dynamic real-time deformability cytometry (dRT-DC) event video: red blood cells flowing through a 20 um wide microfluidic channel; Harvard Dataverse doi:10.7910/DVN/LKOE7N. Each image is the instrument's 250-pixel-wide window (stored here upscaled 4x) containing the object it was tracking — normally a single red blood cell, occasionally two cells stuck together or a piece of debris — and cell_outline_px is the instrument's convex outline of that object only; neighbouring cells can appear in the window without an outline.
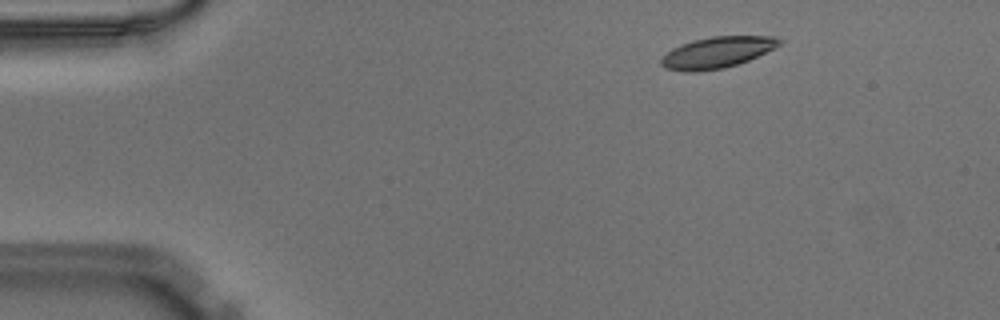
{"species": "Egyptian fruit bat (a non-hibernating species)", "species_latin": "Rousettus aegyptiacus", "temperature_condition": "warm", "stored_images_in_passage": 5, "camera_frame_rate_fps": 3000, "um_per_image_px": 0.085, "animal": {"sex": "male"}, "frame": {"image": 1, "passage_image": 3, "time_ms": 0.667, "image_size_px": [1000, 320], "cell_outline_px": [[784, 40], [776, 48], [748, 60], [724, 68], [696, 72], [688, 72], [664, 68], [660, 64], [660, 60], [672, 48], [680, 44], [692, 40], [712, 36], [776, 36]], "centroid_in_image_um": [60.97, 4.45], "position_along_channel_um": 24.0, "area_um2": 21.62}}